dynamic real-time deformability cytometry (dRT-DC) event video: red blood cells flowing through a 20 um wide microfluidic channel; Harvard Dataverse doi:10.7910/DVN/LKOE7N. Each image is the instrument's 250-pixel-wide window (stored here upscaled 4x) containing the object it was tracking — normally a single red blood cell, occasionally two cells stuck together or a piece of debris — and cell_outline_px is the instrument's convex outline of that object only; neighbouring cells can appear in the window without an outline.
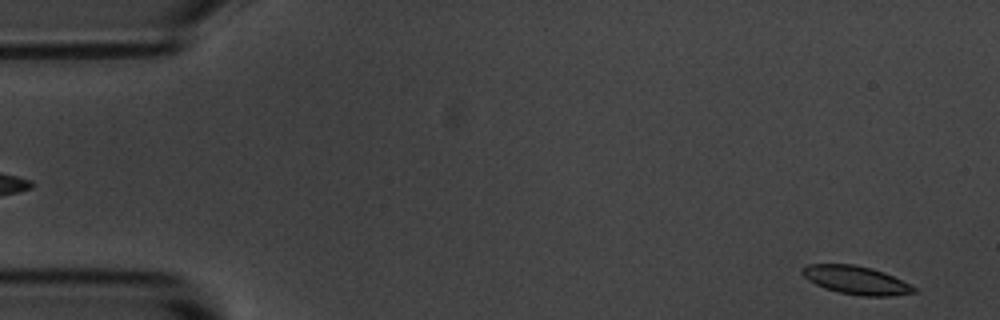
{"species": "common noctule bat (a hibernating species)", "species_latin": "Nyctalus noctula", "temperature_condition": "room temperature", "stored_images_in_passage": 56, "camera_frame_rate_fps": 3000, "um_per_image_px": 0.085, "animal": {"sex": "male", "body_mass_g": 20.1, "forearm_length_mm": 53.5}, "frame": {"image": 1, "passage_image": 3, "time_ms": 0.667, "image_size_px": [1000, 320], "cell_outline_px": [[920, 292], [888, 296], [860, 296], [840, 292], [824, 288], [808, 280], [800, 272], [800, 268], [808, 264], [852, 264], [872, 268], [884, 272], [916, 288]], "centroid_in_image_um": [72.74, 23.81], "position_along_channel_um": 12.3, "area_um2": 18.38}}
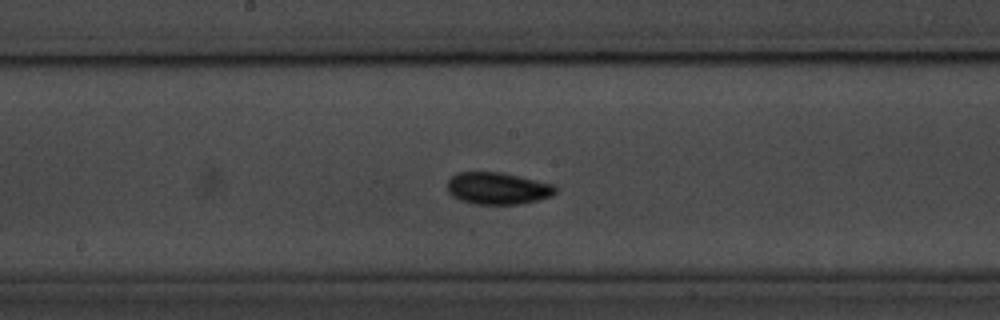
{"frame": {"image": 2, "passage_image": 29, "time_ms": 9.333, "image_size_px": [1000, 320], "cell_outline_px": [[556, 192], [552, 196], [540, 200], [520, 204], [472, 204], [460, 200], [452, 196], [448, 192], [448, 180], [456, 172], [500, 172], [552, 184], [556, 188]], "centroid_in_image_um": [42.28, 16.02], "position_along_channel_um": 205.9, "area_um2": 20.17}}
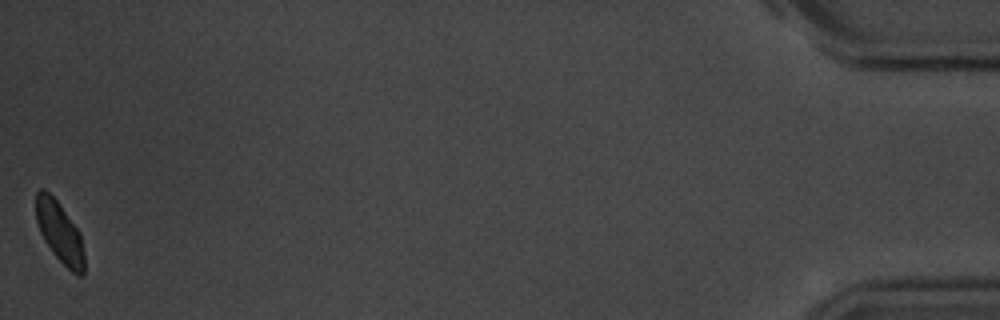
{"frame": {"image": 3, "passage_image": 56, "time_ms": 18.333, "image_size_px": [1000, 320], "cell_outline_px": [[84, 276], [76, 276], [52, 252], [44, 240], [40, 232], [36, 220], [36, 192], [40, 188], [44, 188], [60, 204], [80, 232], [84, 252]], "centroid_in_image_um": [5.08, 19.75], "position_along_channel_um": 430.1, "area_um2": 17.22}, "authors_computed_cell_mechanics": {"area_um2": 18.785, "velocity_mm_per_s": 3.5642, "shape_relaxation_time_tau1_ms": 2.8069, "shape_relaxation_time_tau2_ms": 7.3768, "deformation_change_tau1": 0.1176, "deformation_change_tau2": 0.0866}}